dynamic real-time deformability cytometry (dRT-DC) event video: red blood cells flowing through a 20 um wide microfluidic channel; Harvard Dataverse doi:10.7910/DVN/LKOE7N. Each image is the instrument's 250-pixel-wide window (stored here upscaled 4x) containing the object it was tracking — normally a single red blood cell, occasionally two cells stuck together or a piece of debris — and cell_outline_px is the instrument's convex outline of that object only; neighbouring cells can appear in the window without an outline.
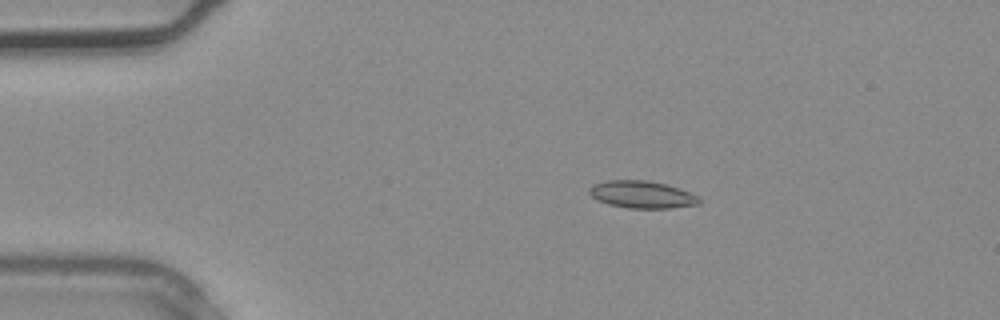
{"species": "common noctule bat (a hibernating species)", "species_latin": "Nyctalus noctula", "temperature_condition": "warm", "stored_images_in_passage": 3, "camera_frame_rate_fps": 3000, "um_per_image_px": 0.085, "animal": {"sex": "male", "body_mass_g": 20.4}, "frame": {"image": 1, "passage_image": 2, "time_ms": 0.333, "image_size_px": [1000, 320], "cell_outline_px": [[700, 204], [672, 208], [628, 208], [608, 204], [596, 200], [588, 192], [588, 188], [592, 184], [608, 180], [644, 180], [668, 184], [688, 192], [696, 196], [700, 200]], "centroid_in_image_um": [54.52, 16.53], "position_along_channel_um": 30.5, "area_um2": 17.51}}